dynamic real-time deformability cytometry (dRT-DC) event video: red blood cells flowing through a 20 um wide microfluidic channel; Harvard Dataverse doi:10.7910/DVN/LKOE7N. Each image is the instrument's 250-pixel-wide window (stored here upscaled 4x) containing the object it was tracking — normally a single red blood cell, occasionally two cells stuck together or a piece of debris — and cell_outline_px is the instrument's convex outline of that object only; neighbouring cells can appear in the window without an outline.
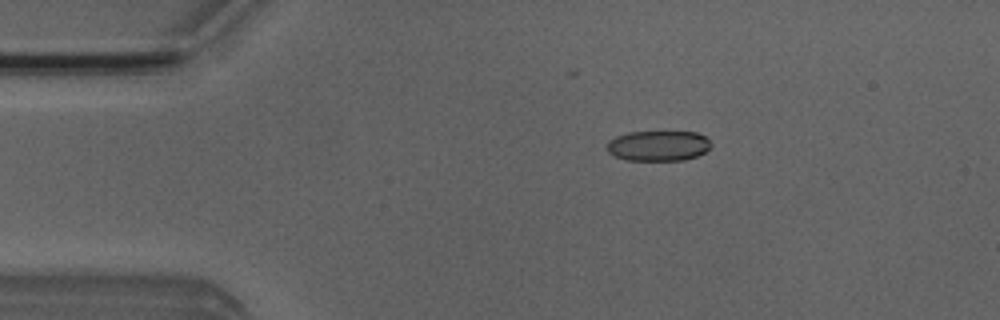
{"species": "Egyptian fruit bat (a non-hibernating species)", "species_latin": "Rousettus aegyptiacus", "temperature_condition": "room temperature", "stored_images_in_passage": 4, "camera_frame_rate_fps": 3000, "um_per_image_px": 0.085, "animal": {"sex": "male"}, "frame": {"image": 1, "passage_image": 2, "time_ms": 1.333, "image_size_px": [1000, 320], "cell_outline_px": [[712, 144], [704, 152], [696, 156], [684, 160], [624, 160], [608, 152], [608, 144], [616, 136], [628, 132], [696, 132], [704, 136]], "centroid_in_image_um": [55.96, 12.39], "position_along_channel_um": 29.0, "area_um2": 18.15}}